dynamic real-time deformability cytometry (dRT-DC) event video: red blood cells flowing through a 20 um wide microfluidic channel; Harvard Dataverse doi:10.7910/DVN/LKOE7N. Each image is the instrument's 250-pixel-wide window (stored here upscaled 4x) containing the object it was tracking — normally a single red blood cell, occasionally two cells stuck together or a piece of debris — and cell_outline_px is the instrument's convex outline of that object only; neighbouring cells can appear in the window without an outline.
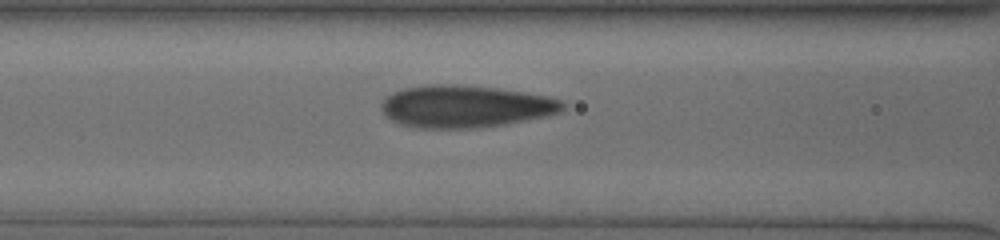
{"species": "human", "species_latin": "Homo sapiens", "temperature_condition": "cold", "stored_images_in_passage": 40, "camera_frame_rate_fps": 3000, "um_per_image_px": 0.085, "donor": {"sex": "male"}, "frame": {"image": 1, "passage_image": 15, "time_ms": 4.667, "image_size_px": [1000, 240], "cell_outline_px": [[564, 108], [560, 112], [544, 116], [504, 124], [476, 128], [412, 128], [400, 124], [384, 116], [380, 108], [380, 104], [392, 92], [404, 88], [424, 84], [456, 84], [496, 88], [544, 96], [560, 100], [564, 104]], "centroid_in_image_um": [39.45, 9.05], "position_along_channel_um": 127.1, "area_um2": 44.56}}
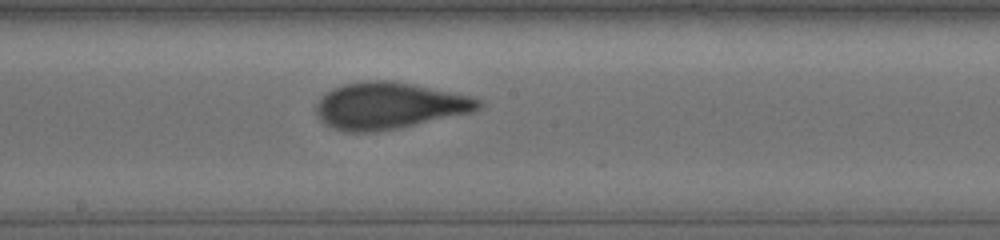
{"frame": {"image": 2, "passage_image": 22, "time_ms": 7.0, "image_size_px": [1000, 240], "cell_outline_px": [[484, 104], [480, 108], [472, 112], [400, 128], [376, 132], [344, 132], [332, 128], [324, 124], [316, 116], [316, 104], [320, 96], [324, 92], [332, 88], [344, 84], [368, 80], [392, 80], [472, 96], [480, 100]], "centroid_in_image_um": [33.03, 8.99], "position_along_channel_um": 215.2, "area_um2": 44.56}}
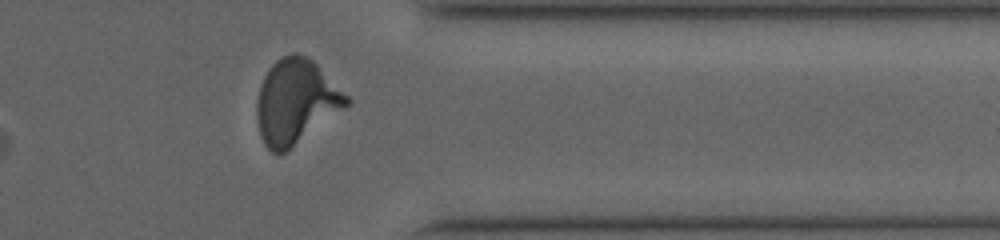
{"frame": {"image": 3, "passage_image": 36, "time_ms": 11.667, "image_size_px": [1000, 240], "cell_outline_px": [[352, 100], [344, 108], [280, 156], [276, 156], [264, 144], [260, 136], [256, 116], [256, 104], [260, 84], [264, 76], [272, 64], [280, 56], [292, 52], [296, 52], [308, 56]], "centroid_in_image_um": [25.1, 8.64], "position_along_channel_um": 386.3, "area_um2": 44.04}}